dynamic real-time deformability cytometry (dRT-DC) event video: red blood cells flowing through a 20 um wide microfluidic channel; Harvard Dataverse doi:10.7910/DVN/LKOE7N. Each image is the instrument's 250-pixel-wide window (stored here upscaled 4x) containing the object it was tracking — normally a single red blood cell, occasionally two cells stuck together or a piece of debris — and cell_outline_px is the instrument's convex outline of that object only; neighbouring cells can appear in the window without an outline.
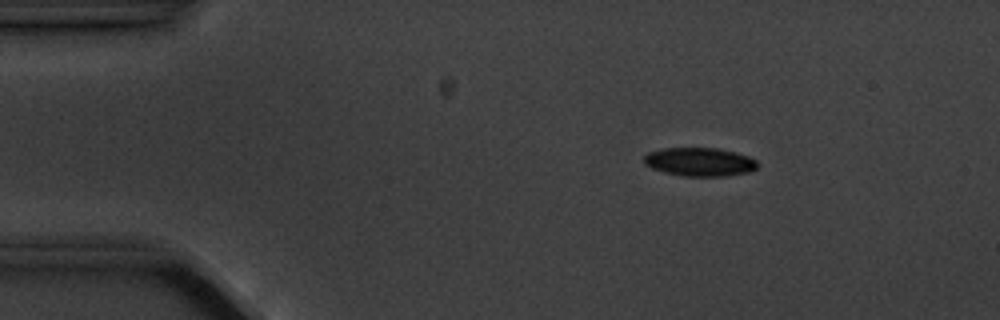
{"species": "common noctule bat (a hibernating species)", "species_latin": "Nyctalus noctula", "temperature_condition": "cold", "stored_images_in_passage": 5, "camera_frame_rate_fps": 3000, "um_per_image_px": 0.085, "animal": {"sex": "male", "body_mass_g": 20.1, "forearm_length_mm": 53.5}, "frame": {"image": 1, "passage_image": 3, "time_ms": 2.333, "image_size_px": [1000, 320], "cell_outline_px": [[756, 168], [752, 172], [728, 176], [684, 176], [664, 172], [652, 168], [644, 164], [644, 156], [648, 152], [664, 148], [716, 148], [748, 156], [756, 160]], "centroid_in_image_um": [59.46, 13.77], "position_along_channel_um": 25.5, "area_um2": 18.84}}